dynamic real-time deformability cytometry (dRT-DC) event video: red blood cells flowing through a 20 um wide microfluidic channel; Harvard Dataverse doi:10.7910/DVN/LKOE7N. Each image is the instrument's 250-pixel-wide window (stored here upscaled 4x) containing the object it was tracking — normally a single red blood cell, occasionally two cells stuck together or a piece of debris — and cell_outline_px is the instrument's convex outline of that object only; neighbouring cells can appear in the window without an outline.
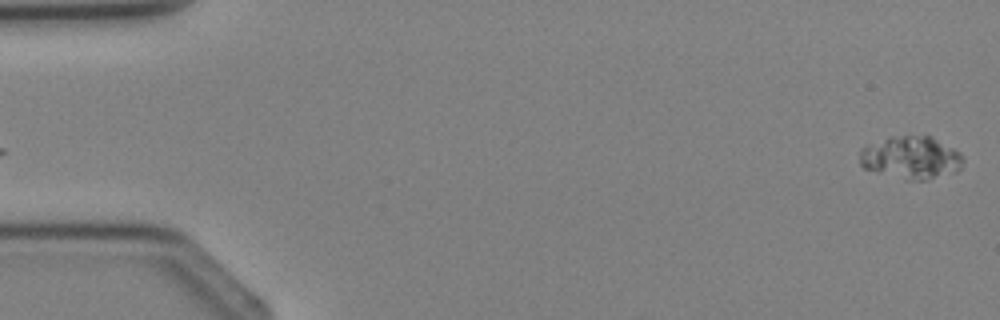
{"species": "Egyptian fruit bat (a non-hibernating species)", "species_latin": "Rousettus aegyptiacus", "temperature_condition": "cold", "stored_images_in_passage": 4, "camera_frame_rate_fps": 3000, "um_per_image_px": 0.085, "animal": {"sex": "female"}, "frame": {"image": 1, "passage_image": 4, "time_ms": 3.333, "image_size_px": [1000, 320], "cell_outline_px": [[964, 160], [960, 168], [956, 172], [928, 180], [904, 180], [864, 168], [860, 164], [860, 148], [888, 136], [932, 136], [960, 152], [964, 156]], "centroid_in_image_um": [77.45, 13.4], "position_along_channel_um": 7.5, "area_um2": 26.01}}